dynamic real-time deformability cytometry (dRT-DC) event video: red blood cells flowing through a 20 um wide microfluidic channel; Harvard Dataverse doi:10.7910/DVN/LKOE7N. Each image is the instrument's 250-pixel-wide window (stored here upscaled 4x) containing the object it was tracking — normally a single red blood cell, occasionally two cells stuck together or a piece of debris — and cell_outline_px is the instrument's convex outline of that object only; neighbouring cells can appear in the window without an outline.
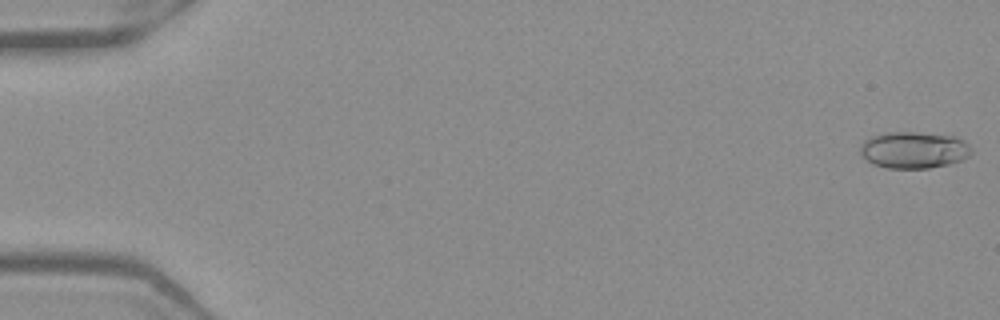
{"species": "Egyptian fruit bat (a non-hibernating species)", "species_latin": "Rousettus aegyptiacus", "temperature_condition": "warm", "stored_images_in_passage": 52, "camera_frame_rate_fps": 3000, "um_per_image_px": 0.085, "frame": {"image": 1, "passage_image": 1, "time_ms": 0.0, "image_size_px": [1000, 320], "cell_outline_px": [[972, 152], [968, 156], [960, 160], [948, 164], [928, 168], [888, 168], [872, 164], [860, 152], [860, 148], [864, 140], [868, 136], [884, 132], [916, 132], [952, 136], [964, 140], [972, 148]], "centroid_in_image_um": [77.65, 12.74], "position_along_channel_um": 7.3, "area_um2": 23.76}}
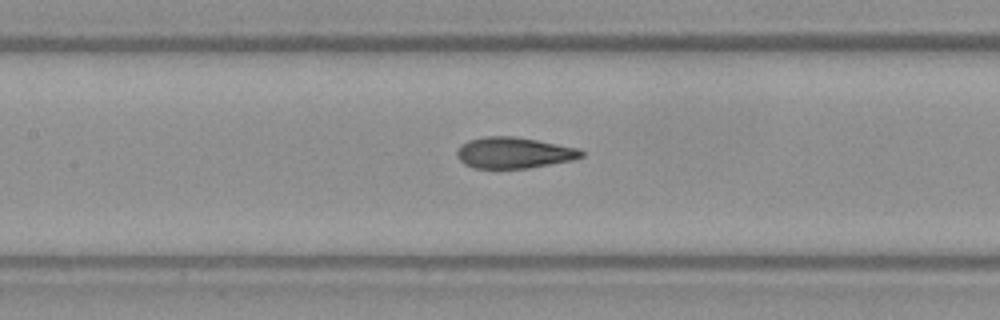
{"frame": {"image": 2, "passage_image": 25, "time_ms": 8.0, "image_size_px": [1000, 320], "cell_outline_px": [[584, 156], [572, 160], [528, 168], [472, 168], [464, 164], [456, 156], [456, 152], [468, 140], [484, 136], [516, 136], [580, 148], [584, 152]], "centroid_in_image_um": [43.7, 12.98], "position_along_channel_um": 163.7, "area_um2": 22.6}}
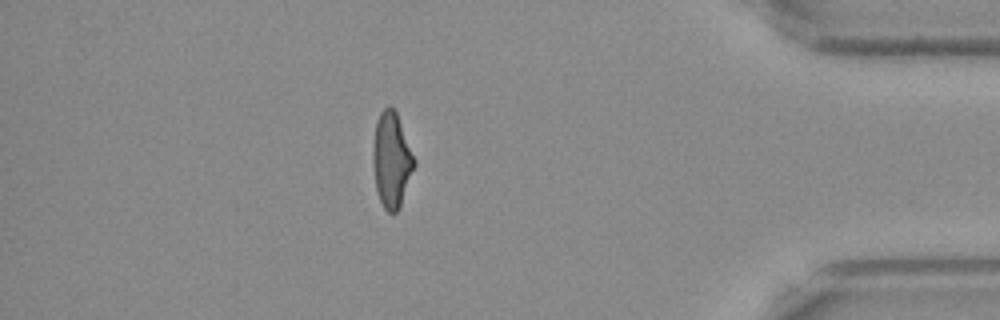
{"frame": {"image": 3, "passage_image": 46, "time_ms": 15.0, "image_size_px": [1000, 320], "cell_outline_px": [[416, 164], [400, 204], [396, 212], [388, 212], [384, 208], [376, 192], [372, 164], [372, 148], [376, 120], [380, 112], [388, 104], [396, 112], [416, 160]], "centroid_in_image_um": [33.26, 13.56], "position_along_channel_um": 401.9, "area_um2": 22.95}, "authors_computed_cell_mechanics": {"area_um2": 22.8888, "velocity_mm_per_s": 3.9479, "shape_relaxation_time_tau1_ms": 4.8852, "shape_relaxation_time_tau2_ms": 1.4016, "deformation_change_tau1": 0.1889, "deformation_change_tau2": 0.0748}}